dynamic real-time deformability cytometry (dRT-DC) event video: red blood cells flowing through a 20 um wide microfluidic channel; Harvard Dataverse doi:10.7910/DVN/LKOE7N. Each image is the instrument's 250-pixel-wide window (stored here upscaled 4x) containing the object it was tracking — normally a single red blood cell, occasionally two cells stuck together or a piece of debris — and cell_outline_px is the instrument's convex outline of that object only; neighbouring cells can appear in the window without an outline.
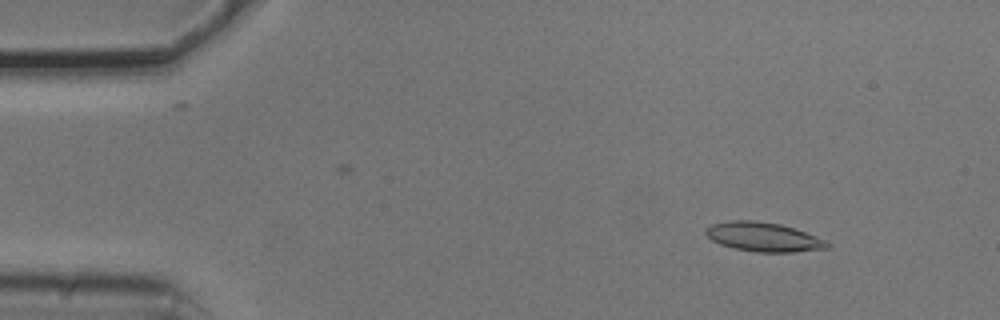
{"species": "common noctule bat (a hibernating species)", "species_latin": "Nyctalus noctula", "temperature_condition": "cold", "stored_images_in_passage": 3, "camera_frame_rate_fps": 3000, "um_per_image_px": 0.085, "animal": {"sex": "male", "body_mass_g": 20.5, "forearm_length_mm": 52.5}, "frame": {"image": 1, "passage_image": 1, "time_ms": 0.0, "image_size_px": [1000, 320], "cell_outline_px": [[832, 248], [792, 252], [756, 252], [732, 248], [720, 244], [712, 240], [704, 232], [704, 228], [712, 224], [732, 220], [756, 220], [780, 224], [804, 232], [824, 240], [832, 244]], "centroid_in_image_um": [64.88, 20.14], "position_along_channel_um": 20.1, "area_um2": 20.69}}